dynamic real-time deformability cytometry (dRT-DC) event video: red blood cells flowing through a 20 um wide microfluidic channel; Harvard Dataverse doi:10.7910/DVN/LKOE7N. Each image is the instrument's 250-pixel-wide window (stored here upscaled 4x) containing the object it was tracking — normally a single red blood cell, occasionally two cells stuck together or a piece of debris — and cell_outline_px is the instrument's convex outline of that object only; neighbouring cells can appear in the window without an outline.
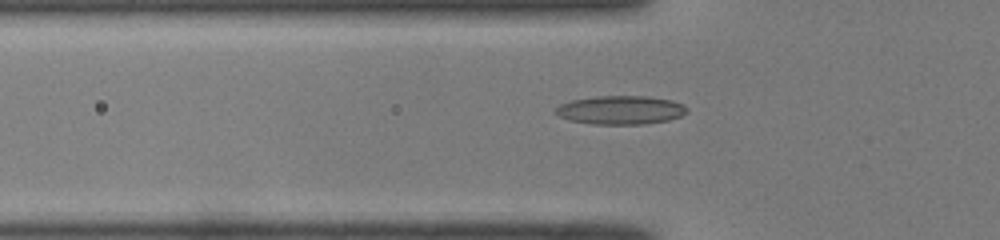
{"species": "common noctule bat (a hibernating species)", "species_latin": "Nyctalus noctula", "temperature_condition": "room temperature", "stored_images_in_passage": 46, "camera_frame_rate_fps": 3000, "um_per_image_px": 0.085, "animal": {"sex": "male", "body_mass_g": 19.0, "forearm_length_mm": 50.8}, "frame": {"image": 1, "passage_image": 18, "time_ms": 5.667, "image_size_px": [1000, 240], "cell_outline_px": [[688, 112], [680, 116], [668, 120], [644, 124], [592, 124], [568, 120], [560, 116], [556, 112], [556, 108], [560, 104], [572, 100], [596, 96], [644, 96], [672, 100], [684, 104], [688, 108]], "centroid_in_image_um": [52.78, 9.35], "position_along_channel_um": 73.0, "area_um2": 21.91}}
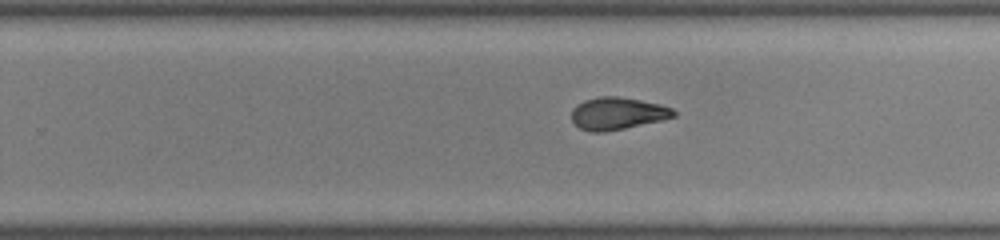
{"frame": {"image": 2, "passage_image": 33, "time_ms": 10.667, "image_size_px": [1000, 240], "cell_outline_px": [[676, 116], [660, 120], [624, 128], [604, 132], [592, 132], [580, 128], [572, 120], [572, 108], [576, 104], [584, 100], [600, 96], [616, 96], [640, 100], [660, 104], [672, 108], [676, 112]], "centroid_in_image_um": [52.46, 9.63], "position_along_channel_um": 277.3, "area_um2": 19.07}}
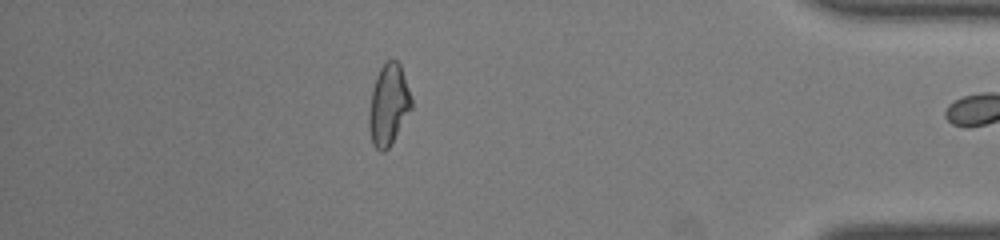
{"frame": {"image": 3, "passage_image": 45, "time_ms": 14.667, "image_size_px": [1000, 240], "cell_outline_px": [[412, 108], [388, 148], [384, 152], [380, 152], [372, 144], [368, 128], [368, 112], [372, 92], [376, 76], [380, 68], [388, 60], [396, 60], [400, 64], [412, 100]], "centroid_in_image_um": [33.0, 8.93], "position_along_channel_um": 402.2, "area_um2": 19.88}}